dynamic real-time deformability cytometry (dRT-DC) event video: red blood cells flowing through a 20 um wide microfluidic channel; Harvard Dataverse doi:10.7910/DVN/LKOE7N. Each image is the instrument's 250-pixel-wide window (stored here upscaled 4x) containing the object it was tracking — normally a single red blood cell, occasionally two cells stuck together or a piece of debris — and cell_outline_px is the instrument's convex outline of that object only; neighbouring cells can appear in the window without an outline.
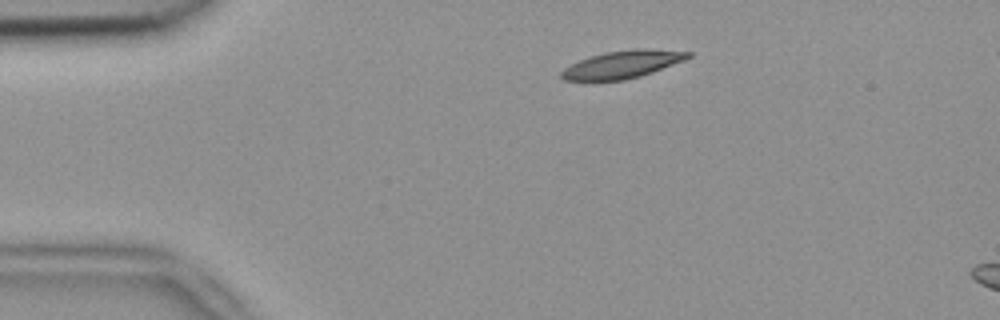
{"species": "common noctule bat (a hibernating species)", "species_latin": "Nyctalus noctula", "temperature_condition": "room temperature", "stored_images_in_passage": 3, "camera_frame_rate_fps": 3000, "um_per_image_px": 0.085, "animal": {"sex": "female", "body_mass_g": 18.4}, "frame": {"image": 1, "passage_image": 2, "time_ms": 0.333, "image_size_px": [1000, 320], "cell_outline_px": [[692, 56], [684, 60], [652, 72], [640, 76], [624, 80], [564, 80], [560, 76], [560, 72], [564, 68], [580, 60], [604, 52], [636, 48], [648, 48], [692, 52]], "centroid_in_image_um": [52.93, 5.46], "position_along_channel_um": 32.1, "area_um2": 20.23}}